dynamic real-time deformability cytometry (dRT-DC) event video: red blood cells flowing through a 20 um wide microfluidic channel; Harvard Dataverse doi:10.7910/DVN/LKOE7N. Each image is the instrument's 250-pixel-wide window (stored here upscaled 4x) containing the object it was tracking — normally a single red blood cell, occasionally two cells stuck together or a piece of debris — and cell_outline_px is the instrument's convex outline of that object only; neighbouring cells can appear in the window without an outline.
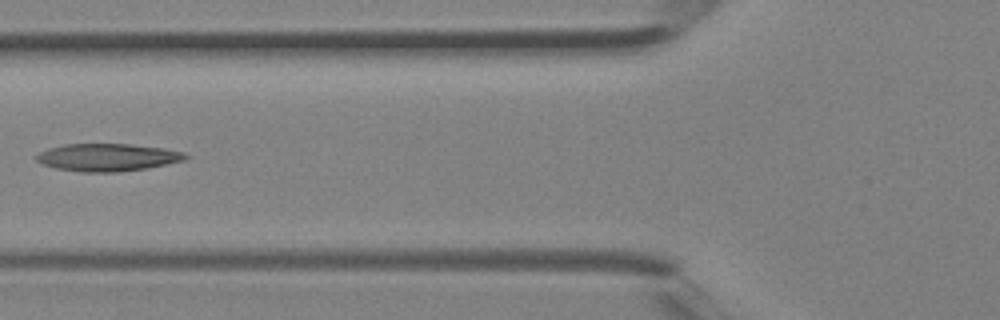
{"species": "Egyptian fruit bat (a non-hibernating species)", "species_latin": "Rousettus aegyptiacus", "temperature_condition": "room temperature", "stored_images_in_passage": 5, "camera_frame_rate_fps": 3000, "um_per_image_px": 0.085, "animal": {"sex": "female"}, "frame": {"image": 1, "passage_image": 5, "time_ms": 1.333, "image_size_px": [1000, 320], "cell_outline_px": [[188, 156], [184, 160], [144, 168], [116, 172], [80, 172], [56, 168], [44, 164], [36, 160], [36, 156], [40, 152], [48, 148], [64, 144], [128, 144], [164, 148], [184, 152]], "centroid_in_image_um": [9.11, 13.37], "position_along_channel_um": 116.7, "area_um2": 23.64}}